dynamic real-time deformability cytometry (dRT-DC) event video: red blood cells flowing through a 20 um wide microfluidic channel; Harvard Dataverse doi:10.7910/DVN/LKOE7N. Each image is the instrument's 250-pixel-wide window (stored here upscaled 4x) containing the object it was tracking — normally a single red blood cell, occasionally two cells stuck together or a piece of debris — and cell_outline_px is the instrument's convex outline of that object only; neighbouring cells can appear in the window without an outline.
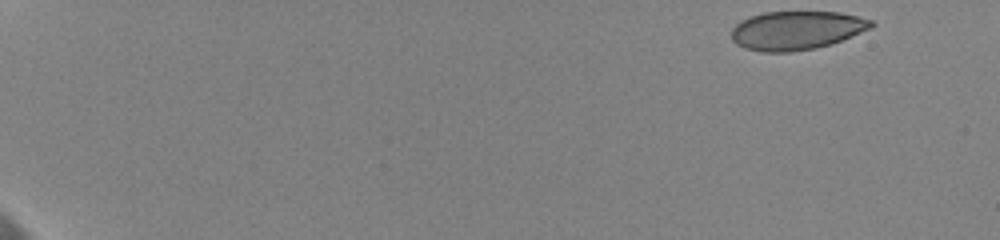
{"species": "human", "species_latin": "Homo sapiens", "temperature_condition": "cold", "stored_images_in_passage": 2, "camera_frame_rate_fps": 3000, "um_per_image_px": 0.085, "donor": {"sex": "female"}, "frame": {"image": 1, "passage_image": 1, "time_ms": 0.0, "image_size_px": [1000, 240], "cell_outline_px": [[876, 24], [872, 28], [832, 44], [816, 48], [792, 52], [760, 52], [744, 48], [736, 44], [732, 40], [732, 28], [740, 20], [748, 16], [764, 12], [840, 12], [872, 20]], "centroid_in_image_um": [67.69, 2.59], "position_along_channel_um": 17.3, "area_um2": 31.85}}